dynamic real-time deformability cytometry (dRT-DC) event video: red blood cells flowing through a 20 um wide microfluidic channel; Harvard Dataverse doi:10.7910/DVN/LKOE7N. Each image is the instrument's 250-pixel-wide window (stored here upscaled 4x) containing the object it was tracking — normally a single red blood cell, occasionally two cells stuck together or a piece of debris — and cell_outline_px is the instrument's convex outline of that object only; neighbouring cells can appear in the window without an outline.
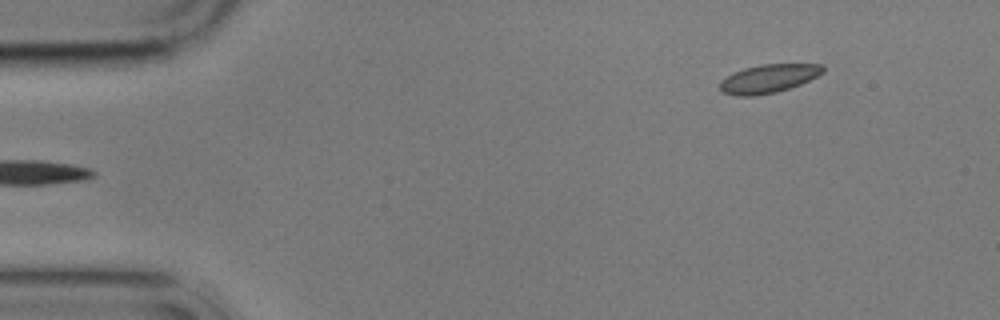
{"species": "common noctule bat (a hibernating species)", "species_latin": "Nyctalus noctula", "temperature_condition": "cold", "stored_images_in_passage": 4, "camera_frame_rate_fps": 3000, "um_per_image_px": 0.085, "animal": {"sex": "male", "body_mass_g": 17.9}, "frame": {"image": 1, "passage_image": 4, "time_ms": 3.333, "image_size_px": [1000, 320], "cell_outline_px": [[824, 72], [800, 84], [776, 92], [752, 96], [736, 96], [720, 92], [720, 80], [732, 72], [744, 68], [760, 64], [824, 64]], "centroid_in_image_um": [65.27, 6.68], "position_along_channel_um": 19.7, "area_um2": 17.17}}